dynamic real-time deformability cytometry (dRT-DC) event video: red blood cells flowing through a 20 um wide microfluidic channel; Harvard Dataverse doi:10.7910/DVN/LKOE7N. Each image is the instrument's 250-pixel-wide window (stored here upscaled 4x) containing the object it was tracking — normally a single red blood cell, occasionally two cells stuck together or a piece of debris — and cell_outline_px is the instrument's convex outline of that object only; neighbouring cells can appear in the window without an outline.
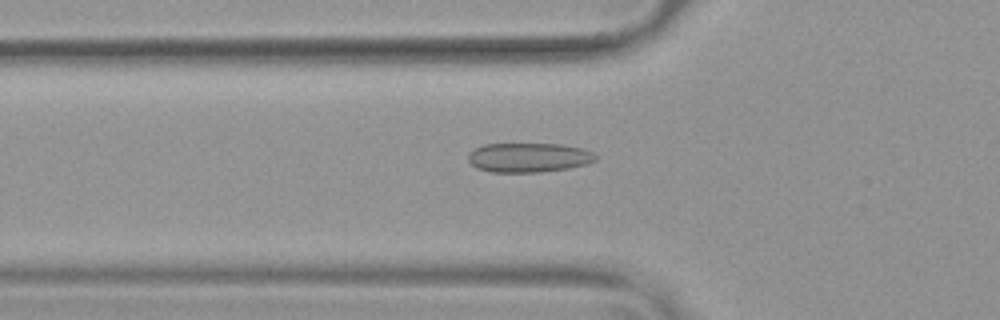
{"species": "common noctule bat (a hibernating species)", "species_latin": "Nyctalus noctula", "temperature_condition": "warm", "stored_images_in_passage": 53, "camera_frame_rate_fps": 3000, "um_per_image_px": 0.085, "animal": {"sex": "female", "body_mass_g": 19.9}, "frame": {"image": 1, "passage_image": 19, "time_ms": 6.0, "image_size_px": [1000, 320], "cell_outline_px": [[596, 160], [588, 164], [568, 168], [540, 172], [492, 172], [476, 168], [468, 160], [468, 152], [484, 144], [564, 144], [580, 148], [592, 152], [596, 156]], "centroid_in_image_um": [44.92, 13.39], "position_along_channel_um": 80.9, "area_um2": 21.85}}
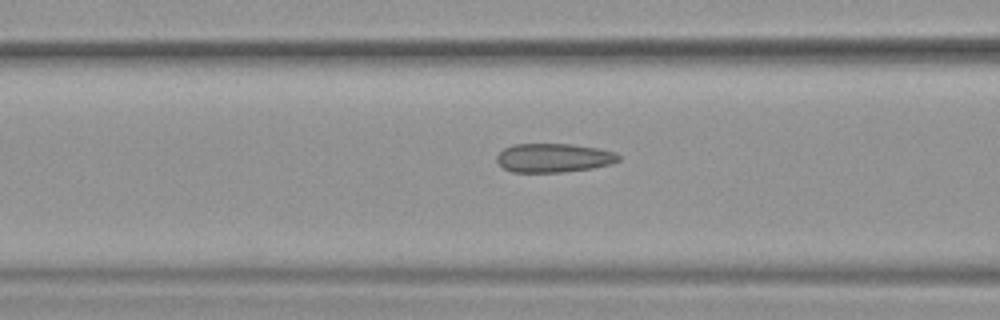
{"frame": {"image": 2, "passage_image": 22, "time_ms": 7.0, "image_size_px": [1000, 320], "cell_outline_px": [[620, 160], [612, 164], [592, 168], [560, 172], [512, 172], [504, 168], [496, 160], [496, 156], [504, 148], [512, 144], [572, 144], [596, 148], [616, 152], [620, 156]], "centroid_in_image_um": [47.07, 13.41], "position_along_channel_um": 119.5, "area_um2": 20.52}}
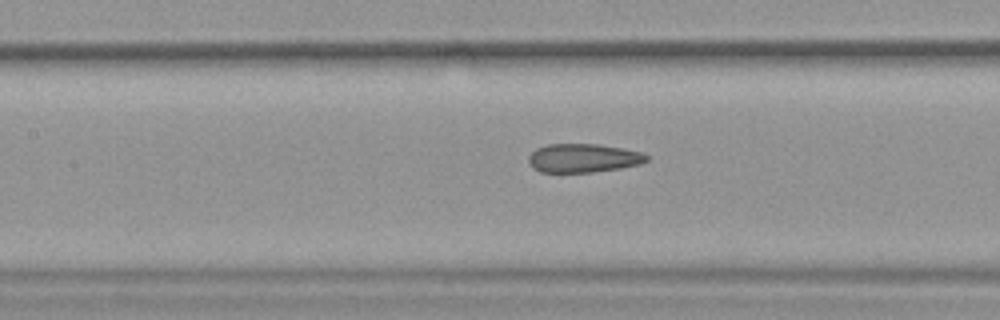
{"frame": {"image": 3, "passage_image": 25, "time_ms": 8.0, "image_size_px": [1000, 320], "cell_outline_px": [[648, 160], [640, 164], [620, 168], [592, 172], [540, 172], [532, 168], [528, 164], [528, 156], [536, 148], [548, 144], [600, 144], [624, 148], [644, 152], [648, 156]], "centroid_in_image_um": [49.57, 13.43], "position_along_channel_um": 157.8, "area_um2": 20.0}, "authors_computed_cell_mechanics": {"area_um2": 21.097, "velocity_mm_per_s": 3.8162, "shape_relaxation_time_tau1_ms": null, "shape_relaxation_time_tau2_ms": 2.1693, "deformation_change_tau1": null, "deformation_change_tau2": 0.0897}}